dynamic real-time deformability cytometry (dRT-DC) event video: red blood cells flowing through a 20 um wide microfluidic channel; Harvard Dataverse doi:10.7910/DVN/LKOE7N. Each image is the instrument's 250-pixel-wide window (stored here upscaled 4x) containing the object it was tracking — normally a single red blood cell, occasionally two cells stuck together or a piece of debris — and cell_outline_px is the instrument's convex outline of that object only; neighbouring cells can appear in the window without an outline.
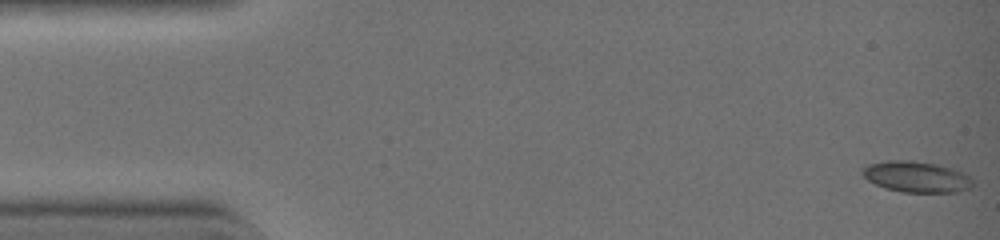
{"species": "common noctule bat (a hibernating species)", "species_latin": "Nyctalus noctula", "temperature_condition": "warm", "stored_images_in_passage": 43, "camera_frame_rate_fps": 3000, "um_per_image_px": 0.085, "animal": {"sex": "female", "body_mass_g": 19.0, "forearm_length_mm": 51.5}, "frame": {"image": 1, "passage_image": 1, "time_ms": 0.0, "image_size_px": [1000, 240], "cell_outline_px": [[972, 188], [956, 192], [900, 192], [884, 188], [868, 180], [860, 172], [868, 164], [884, 160], [912, 160], [936, 164], [952, 168], [968, 176], [972, 180]], "centroid_in_image_um": [77.86, 15.02], "position_along_channel_um": 7.1, "area_um2": 19.94}}
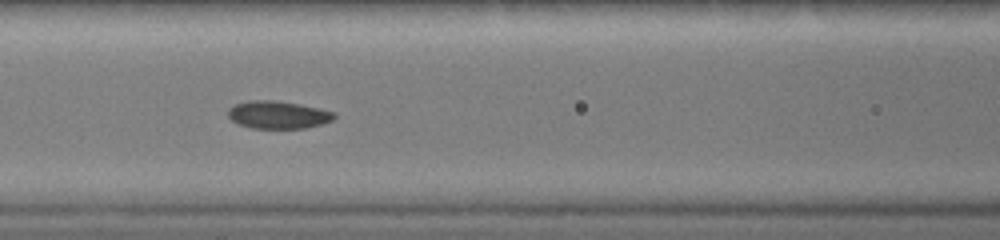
{"frame": {"image": 2, "passage_image": 19, "time_ms": 6.0, "image_size_px": [1000, 240], "cell_outline_px": [[336, 116], [332, 120], [320, 124], [304, 128], [252, 128], [236, 124], [228, 116], [228, 108], [236, 104], [248, 100], [272, 100], [296, 104], [316, 108], [332, 112]], "centroid_in_image_um": [23.55, 9.76], "position_along_channel_um": 143.0, "area_um2": 16.82}}
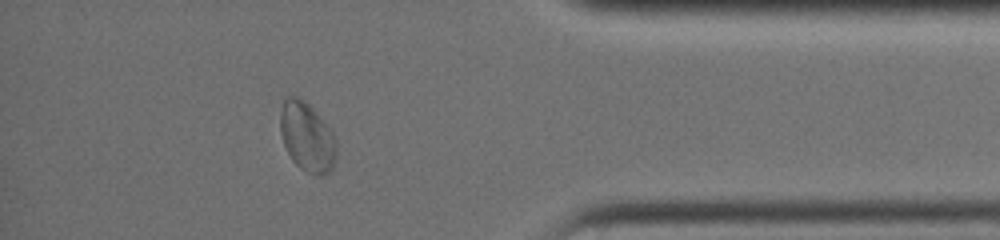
{"frame": {"image": 3, "passage_image": 38, "time_ms": 12.333, "image_size_px": [1000, 240], "cell_outline_px": [[336, 156], [332, 168], [328, 172], [320, 176], [316, 176], [300, 168], [292, 160], [284, 144], [280, 132], [280, 112], [284, 96], [296, 96], [304, 100], [312, 108], [332, 132], [336, 140]], "centroid_in_image_um": [26.08, 11.63], "position_along_channel_um": 409.1, "area_um2": 22.6}, "authors_computed_cell_mechanics": {"area_um2": 17.8024, "velocity_mm_per_s": 4.4832, "shape_relaxation_time_tau1_ms": 3.6907, "shape_relaxation_time_tau2_ms": 1.767, "deformation_change_tau1": 0.0887, "deformation_change_tau2": 0.0467}}